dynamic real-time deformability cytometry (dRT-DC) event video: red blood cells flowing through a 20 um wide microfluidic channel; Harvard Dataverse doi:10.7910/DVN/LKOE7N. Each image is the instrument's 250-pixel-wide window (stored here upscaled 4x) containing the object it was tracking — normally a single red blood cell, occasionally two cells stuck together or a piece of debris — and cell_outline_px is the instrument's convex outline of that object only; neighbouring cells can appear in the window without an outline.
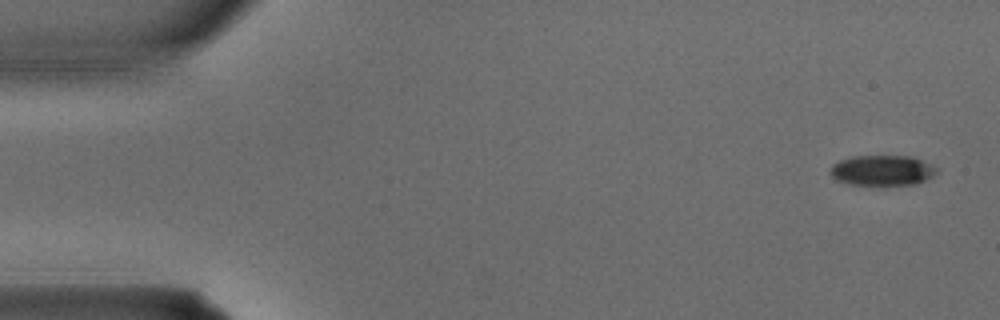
{"species": "common noctule bat (a hibernating species)", "species_latin": "Nyctalus noctula", "temperature_condition": "warm", "stored_images_in_passage": 3, "camera_frame_rate_fps": 3000, "um_per_image_px": 0.085, "animal": {"sex": "male", "body_mass_g": 15.6}, "frame": {"image": 1, "passage_image": 1, "time_ms": 0.0, "image_size_px": [1000, 320], "cell_outline_px": [[940, 172], [916, 184], [848, 184], [836, 180], [828, 172], [832, 164], [840, 160], [852, 156], [912, 156], [932, 164]], "centroid_in_image_um": [74.98, 14.47], "position_along_channel_um": 10.0, "area_um2": 18.84}}